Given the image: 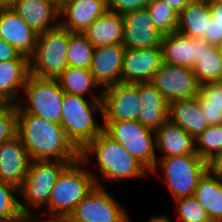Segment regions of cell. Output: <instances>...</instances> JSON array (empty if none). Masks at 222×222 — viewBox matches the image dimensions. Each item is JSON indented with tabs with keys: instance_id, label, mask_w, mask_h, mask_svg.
<instances>
[{
	"instance_id": "6da1fadb",
	"label": "cell",
	"mask_w": 222,
	"mask_h": 222,
	"mask_svg": "<svg viewBox=\"0 0 222 222\" xmlns=\"http://www.w3.org/2000/svg\"><path fill=\"white\" fill-rule=\"evenodd\" d=\"M16 135L31 160H58L70 164L80 158V151L67 138L62 126L43 117L17 112Z\"/></svg>"
},
{
	"instance_id": "7a4b0ae2",
	"label": "cell",
	"mask_w": 222,
	"mask_h": 222,
	"mask_svg": "<svg viewBox=\"0 0 222 222\" xmlns=\"http://www.w3.org/2000/svg\"><path fill=\"white\" fill-rule=\"evenodd\" d=\"M96 158L93 163L97 166L100 174L92 171L91 174L95 180L96 186L104 187L105 181H124L131 178H145L149 177L151 173L144 165L129 154L126 149L118 142L109 137L104 131L97 135L91 142H89L81 151L80 159L89 165L91 159Z\"/></svg>"
},
{
	"instance_id": "3957f363",
	"label": "cell",
	"mask_w": 222,
	"mask_h": 222,
	"mask_svg": "<svg viewBox=\"0 0 222 222\" xmlns=\"http://www.w3.org/2000/svg\"><path fill=\"white\" fill-rule=\"evenodd\" d=\"M89 166L79 158L61 171L50 194L48 212L43 213L47 214V220L70 215L95 188V180Z\"/></svg>"
},
{
	"instance_id": "277c9868",
	"label": "cell",
	"mask_w": 222,
	"mask_h": 222,
	"mask_svg": "<svg viewBox=\"0 0 222 222\" xmlns=\"http://www.w3.org/2000/svg\"><path fill=\"white\" fill-rule=\"evenodd\" d=\"M64 93L60 125L67 138L81 151L103 131V123H97L94 115L103 116L102 99ZM98 113V114H97Z\"/></svg>"
},
{
	"instance_id": "5b68a950",
	"label": "cell",
	"mask_w": 222,
	"mask_h": 222,
	"mask_svg": "<svg viewBox=\"0 0 222 222\" xmlns=\"http://www.w3.org/2000/svg\"><path fill=\"white\" fill-rule=\"evenodd\" d=\"M68 164V162L58 160H31L26 179L18 193L24 200L19 202V207L25 217H35L32 211L34 208L39 210L46 206V211H48L52 188L61 171Z\"/></svg>"
},
{
	"instance_id": "8992f818",
	"label": "cell",
	"mask_w": 222,
	"mask_h": 222,
	"mask_svg": "<svg viewBox=\"0 0 222 222\" xmlns=\"http://www.w3.org/2000/svg\"><path fill=\"white\" fill-rule=\"evenodd\" d=\"M69 31L60 25L38 34L30 74L42 79H57L68 66Z\"/></svg>"
},
{
	"instance_id": "52a82bcc",
	"label": "cell",
	"mask_w": 222,
	"mask_h": 222,
	"mask_svg": "<svg viewBox=\"0 0 222 222\" xmlns=\"http://www.w3.org/2000/svg\"><path fill=\"white\" fill-rule=\"evenodd\" d=\"M206 171L207 161L197 154H187L157 158V164L150 175L153 174L158 177L162 173L170 193L176 200L193 196L199 179Z\"/></svg>"
},
{
	"instance_id": "ba28073f",
	"label": "cell",
	"mask_w": 222,
	"mask_h": 222,
	"mask_svg": "<svg viewBox=\"0 0 222 222\" xmlns=\"http://www.w3.org/2000/svg\"><path fill=\"white\" fill-rule=\"evenodd\" d=\"M22 91L25 98L20 97L16 103L17 112H25L57 124L61 123L65 92L56 79H42L30 74Z\"/></svg>"
},
{
	"instance_id": "9c48e42d",
	"label": "cell",
	"mask_w": 222,
	"mask_h": 222,
	"mask_svg": "<svg viewBox=\"0 0 222 222\" xmlns=\"http://www.w3.org/2000/svg\"><path fill=\"white\" fill-rule=\"evenodd\" d=\"M103 131L118 141L126 151L150 172L157 164L155 130L139 121L102 122Z\"/></svg>"
},
{
	"instance_id": "30bf717a",
	"label": "cell",
	"mask_w": 222,
	"mask_h": 222,
	"mask_svg": "<svg viewBox=\"0 0 222 222\" xmlns=\"http://www.w3.org/2000/svg\"><path fill=\"white\" fill-rule=\"evenodd\" d=\"M82 222H129L126 209L105 187L95 188L76 206L70 214Z\"/></svg>"
},
{
	"instance_id": "8fae6325",
	"label": "cell",
	"mask_w": 222,
	"mask_h": 222,
	"mask_svg": "<svg viewBox=\"0 0 222 222\" xmlns=\"http://www.w3.org/2000/svg\"><path fill=\"white\" fill-rule=\"evenodd\" d=\"M168 104L198 96L200 83L192 69L162 63L151 81Z\"/></svg>"
},
{
	"instance_id": "7c38bea8",
	"label": "cell",
	"mask_w": 222,
	"mask_h": 222,
	"mask_svg": "<svg viewBox=\"0 0 222 222\" xmlns=\"http://www.w3.org/2000/svg\"><path fill=\"white\" fill-rule=\"evenodd\" d=\"M102 91V122L138 121L141 111L138 83L119 82Z\"/></svg>"
},
{
	"instance_id": "4fadbf2b",
	"label": "cell",
	"mask_w": 222,
	"mask_h": 222,
	"mask_svg": "<svg viewBox=\"0 0 222 222\" xmlns=\"http://www.w3.org/2000/svg\"><path fill=\"white\" fill-rule=\"evenodd\" d=\"M162 63L161 45L141 49L126 48L122 62V82L150 83Z\"/></svg>"
},
{
	"instance_id": "5bb4252c",
	"label": "cell",
	"mask_w": 222,
	"mask_h": 222,
	"mask_svg": "<svg viewBox=\"0 0 222 222\" xmlns=\"http://www.w3.org/2000/svg\"><path fill=\"white\" fill-rule=\"evenodd\" d=\"M163 62L192 69L200 59L203 48L210 44L204 38H195L179 32L165 34L161 42Z\"/></svg>"
},
{
	"instance_id": "9a60e30c",
	"label": "cell",
	"mask_w": 222,
	"mask_h": 222,
	"mask_svg": "<svg viewBox=\"0 0 222 222\" xmlns=\"http://www.w3.org/2000/svg\"><path fill=\"white\" fill-rule=\"evenodd\" d=\"M123 46L129 49L159 46L163 35L156 29L147 8L137 9L123 15Z\"/></svg>"
},
{
	"instance_id": "2e32d148",
	"label": "cell",
	"mask_w": 222,
	"mask_h": 222,
	"mask_svg": "<svg viewBox=\"0 0 222 222\" xmlns=\"http://www.w3.org/2000/svg\"><path fill=\"white\" fill-rule=\"evenodd\" d=\"M107 10L106 0H69L60 6L59 25L72 33H83Z\"/></svg>"
},
{
	"instance_id": "e0dca14e",
	"label": "cell",
	"mask_w": 222,
	"mask_h": 222,
	"mask_svg": "<svg viewBox=\"0 0 222 222\" xmlns=\"http://www.w3.org/2000/svg\"><path fill=\"white\" fill-rule=\"evenodd\" d=\"M31 159L20 138L15 135L0 145V181L18 189L26 179Z\"/></svg>"
},
{
	"instance_id": "ac0fdd59",
	"label": "cell",
	"mask_w": 222,
	"mask_h": 222,
	"mask_svg": "<svg viewBox=\"0 0 222 222\" xmlns=\"http://www.w3.org/2000/svg\"><path fill=\"white\" fill-rule=\"evenodd\" d=\"M125 49L123 44L100 46L94 49L89 70L102 89L122 82Z\"/></svg>"
},
{
	"instance_id": "d6986e66",
	"label": "cell",
	"mask_w": 222,
	"mask_h": 222,
	"mask_svg": "<svg viewBox=\"0 0 222 222\" xmlns=\"http://www.w3.org/2000/svg\"><path fill=\"white\" fill-rule=\"evenodd\" d=\"M0 38L21 55L30 58L35 50L38 33L31 29L13 8L1 9Z\"/></svg>"
},
{
	"instance_id": "ffe728a7",
	"label": "cell",
	"mask_w": 222,
	"mask_h": 222,
	"mask_svg": "<svg viewBox=\"0 0 222 222\" xmlns=\"http://www.w3.org/2000/svg\"><path fill=\"white\" fill-rule=\"evenodd\" d=\"M13 9L38 34L59 26L60 7L52 0H16Z\"/></svg>"
},
{
	"instance_id": "44dd1931",
	"label": "cell",
	"mask_w": 222,
	"mask_h": 222,
	"mask_svg": "<svg viewBox=\"0 0 222 222\" xmlns=\"http://www.w3.org/2000/svg\"><path fill=\"white\" fill-rule=\"evenodd\" d=\"M157 158L197 154L195 139L179 125L167 119L155 130Z\"/></svg>"
},
{
	"instance_id": "7402d4cb",
	"label": "cell",
	"mask_w": 222,
	"mask_h": 222,
	"mask_svg": "<svg viewBox=\"0 0 222 222\" xmlns=\"http://www.w3.org/2000/svg\"><path fill=\"white\" fill-rule=\"evenodd\" d=\"M96 48L122 44L124 39V18L122 14L107 10L82 33Z\"/></svg>"
},
{
	"instance_id": "603a6c76",
	"label": "cell",
	"mask_w": 222,
	"mask_h": 222,
	"mask_svg": "<svg viewBox=\"0 0 222 222\" xmlns=\"http://www.w3.org/2000/svg\"><path fill=\"white\" fill-rule=\"evenodd\" d=\"M29 75V59L0 62V97L7 104L16 105Z\"/></svg>"
},
{
	"instance_id": "cb8c5ba5",
	"label": "cell",
	"mask_w": 222,
	"mask_h": 222,
	"mask_svg": "<svg viewBox=\"0 0 222 222\" xmlns=\"http://www.w3.org/2000/svg\"><path fill=\"white\" fill-rule=\"evenodd\" d=\"M138 98L141 104L138 121L156 130L168 119V103L151 82L138 83Z\"/></svg>"
},
{
	"instance_id": "d4e9b609",
	"label": "cell",
	"mask_w": 222,
	"mask_h": 222,
	"mask_svg": "<svg viewBox=\"0 0 222 222\" xmlns=\"http://www.w3.org/2000/svg\"><path fill=\"white\" fill-rule=\"evenodd\" d=\"M168 119L179 125L194 139L209 126L200 109L197 97L168 104Z\"/></svg>"
},
{
	"instance_id": "484cf974",
	"label": "cell",
	"mask_w": 222,
	"mask_h": 222,
	"mask_svg": "<svg viewBox=\"0 0 222 222\" xmlns=\"http://www.w3.org/2000/svg\"><path fill=\"white\" fill-rule=\"evenodd\" d=\"M193 197L205 209L212 222H222V179L206 171L199 179Z\"/></svg>"
},
{
	"instance_id": "4316f807",
	"label": "cell",
	"mask_w": 222,
	"mask_h": 222,
	"mask_svg": "<svg viewBox=\"0 0 222 222\" xmlns=\"http://www.w3.org/2000/svg\"><path fill=\"white\" fill-rule=\"evenodd\" d=\"M56 80L65 93L84 97L89 94L93 99H102L103 89L95 81L89 69L67 66Z\"/></svg>"
},
{
	"instance_id": "83f0119b",
	"label": "cell",
	"mask_w": 222,
	"mask_h": 222,
	"mask_svg": "<svg viewBox=\"0 0 222 222\" xmlns=\"http://www.w3.org/2000/svg\"><path fill=\"white\" fill-rule=\"evenodd\" d=\"M211 13L208 2H189L179 13L177 32L195 38H204Z\"/></svg>"
},
{
	"instance_id": "f1b7e54d",
	"label": "cell",
	"mask_w": 222,
	"mask_h": 222,
	"mask_svg": "<svg viewBox=\"0 0 222 222\" xmlns=\"http://www.w3.org/2000/svg\"><path fill=\"white\" fill-rule=\"evenodd\" d=\"M197 98L208 125L222 124V81L200 84Z\"/></svg>"
},
{
	"instance_id": "f546056e",
	"label": "cell",
	"mask_w": 222,
	"mask_h": 222,
	"mask_svg": "<svg viewBox=\"0 0 222 222\" xmlns=\"http://www.w3.org/2000/svg\"><path fill=\"white\" fill-rule=\"evenodd\" d=\"M200 84L222 81V49L219 46L203 48L200 59L192 68Z\"/></svg>"
},
{
	"instance_id": "4dcf8cb0",
	"label": "cell",
	"mask_w": 222,
	"mask_h": 222,
	"mask_svg": "<svg viewBox=\"0 0 222 222\" xmlns=\"http://www.w3.org/2000/svg\"><path fill=\"white\" fill-rule=\"evenodd\" d=\"M95 47L82 33L69 31L68 66L89 69Z\"/></svg>"
},
{
	"instance_id": "1f68e13d",
	"label": "cell",
	"mask_w": 222,
	"mask_h": 222,
	"mask_svg": "<svg viewBox=\"0 0 222 222\" xmlns=\"http://www.w3.org/2000/svg\"><path fill=\"white\" fill-rule=\"evenodd\" d=\"M146 8L156 29L162 35L177 31L179 14L163 0H152Z\"/></svg>"
},
{
	"instance_id": "d6a6232c",
	"label": "cell",
	"mask_w": 222,
	"mask_h": 222,
	"mask_svg": "<svg viewBox=\"0 0 222 222\" xmlns=\"http://www.w3.org/2000/svg\"><path fill=\"white\" fill-rule=\"evenodd\" d=\"M19 189L11 184L0 181V221L20 222L25 216L19 207L16 194Z\"/></svg>"
},
{
	"instance_id": "836d02e7",
	"label": "cell",
	"mask_w": 222,
	"mask_h": 222,
	"mask_svg": "<svg viewBox=\"0 0 222 222\" xmlns=\"http://www.w3.org/2000/svg\"><path fill=\"white\" fill-rule=\"evenodd\" d=\"M195 150L197 155L205 161L222 151V124L209 125L195 139Z\"/></svg>"
},
{
	"instance_id": "e575fe53",
	"label": "cell",
	"mask_w": 222,
	"mask_h": 222,
	"mask_svg": "<svg viewBox=\"0 0 222 222\" xmlns=\"http://www.w3.org/2000/svg\"><path fill=\"white\" fill-rule=\"evenodd\" d=\"M178 222H212L200 203L193 197L175 200Z\"/></svg>"
},
{
	"instance_id": "d590c367",
	"label": "cell",
	"mask_w": 222,
	"mask_h": 222,
	"mask_svg": "<svg viewBox=\"0 0 222 222\" xmlns=\"http://www.w3.org/2000/svg\"><path fill=\"white\" fill-rule=\"evenodd\" d=\"M17 108L16 105L7 104L0 111V145L16 135Z\"/></svg>"
},
{
	"instance_id": "8d00e7d4",
	"label": "cell",
	"mask_w": 222,
	"mask_h": 222,
	"mask_svg": "<svg viewBox=\"0 0 222 222\" xmlns=\"http://www.w3.org/2000/svg\"><path fill=\"white\" fill-rule=\"evenodd\" d=\"M152 0H106L108 10L126 14L128 12L146 8Z\"/></svg>"
},
{
	"instance_id": "74e56055",
	"label": "cell",
	"mask_w": 222,
	"mask_h": 222,
	"mask_svg": "<svg viewBox=\"0 0 222 222\" xmlns=\"http://www.w3.org/2000/svg\"><path fill=\"white\" fill-rule=\"evenodd\" d=\"M204 39L211 46H222V26L216 23L212 17L208 22L207 32Z\"/></svg>"
},
{
	"instance_id": "f35d334b",
	"label": "cell",
	"mask_w": 222,
	"mask_h": 222,
	"mask_svg": "<svg viewBox=\"0 0 222 222\" xmlns=\"http://www.w3.org/2000/svg\"><path fill=\"white\" fill-rule=\"evenodd\" d=\"M15 59H29V58L24 55H21L12 45L3 41L0 38V62H5Z\"/></svg>"
},
{
	"instance_id": "ab89813d",
	"label": "cell",
	"mask_w": 222,
	"mask_h": 222,
	"mask_svg": "<svg viewBox=\"0 0 222 222\" xmlns=\"http://www.w3.org/2000/svg\"><path fill=\"white\" fill-rule=\"evenodd\" d=\"M207 171L222 179V151L217 152L207 160Z\"/></svg>"
},
{
	"instance_id": "60d3db41",
	"label": "cell",
	"mask_w": 222,
	"mask_h": 222,
	"mask_svg": "<svg viewBox=\"0 0 222 222\" xmlns=\"http://www.w3.org/2000/svg\"><path fill=\"white\" fill-rule=\"evenodd\" d=\"M209 9L214 21L222 26V0H210Z\"/></svg>"
},
{
	"instance_id": "b9f144b4",
	"label": "cell",
	"mask_w": 222,
	"mask_h": 222,
	"mask_svg": "<svg viewBox=\"0 0 222 222\" xmlns=\"http://www.w3.org/2000/svg\"><path fill=\"white\" fill-rule=\"evenodd\" d=\"M166 4H168L174 11L178 14L185 8V6L189 3L188 0H163Z\"/></svg>"
},
{
	"instance_id": "7bdbcfd3",
	"label": "cell",
	"mask_w": 222,
	"mask_h": 222,
	"mask_svg": "<svg viewBox=\"0 0 222 222\" xmlns=\"http://www.w3.org/2000/svg\"><path fill=\"white\" fill-rule=\"evenodd\" d=\"M168 214H162V215H153V217L151 216V218L149 220H147V222H172V218L167 216ZM171 219V220H170ZM132 222L131 218L130 221Z\"/></svg>"
},
{
	"instance_id": "ee69618b",
	"label": "cell",
	"mask_w": 222,
	"mask_h": 222,
	"mask_svg": "<svg viewBox=\"0 0 222 222\" xmlns=\"http://www.w3.org/2000/svg\"><path fill=\"white\" fill-rule=\"evenodd\" d=\"M16 0H0L1 9H9L15 6Z\"/></svg>"
},
{
	"instance_id": "f6af8a7d",
	"label": "cell",
	"mask_w": 222,
	"mask_h": 222,
	"mask_svg": "<svg viewBox=\"0 0 222 222\" xmlns=\"http://www.w3.org/2000/svg\"><path fill=\"white\" fill-rule=\"evenodd\" d=\"M44 219V220H43ZM39 219L35 217H24L20 222H56L55 220Z\"/></svg>"
},
{
	"instance_id": "bcb514c9",
	"label": "cell",
	"mask_w": 222,
	"mask_h": 222,
	"mask_svg": "<svg viewBox=\"0 0 222 222\" xmlns=\"http://www.w3.org/2000/svg\"><path fill=\"white\" fill-rule=\"evenodd\" d=\"M55 221L56 222H82V221L76 220L71 215H64V216L58 217Z\"/></svg>"
},
{
	"instance_id": "7dc6e473",
	"label": "cell",
	"mask_w": 222,
	"mask_h": 222,
	"mask_svg": "<svg viewBox=\"0 0 222 222\" xmlns=\"http://www.w3.org/2000/svg\"><path fill=\"white\" fill-rule=\"evenodd\" d=\"M7 105V103L0 97V111Z\"/></svg>"
},
{
	"instance_id": "c3c4849f",
	"label": "cell",
	"mask_w": 222,
	"mask_h": 222,
	"mask_svg": "<svg viewBox=\"0 0 222 222\" xmlns=\"http://www.w3.org/2000/svg\"><path fill=\"white\" fill-rule=\"evenodd\" d=\"M189 2H208L210 0H188Z\"/></svg>"
},
{
	"instance_id": "681fc988",
	"label": "cell",
	"mask_w": 222,
	"mask_h": 222,
	"mask_svg": "<svg viewBox=\"0 0 222 222\" xmlns=\"http://www.w3.org/2000/svg\"><path fill=\"white\" fill-rule=\"evenodd\" d=\"M69 0H58V6L60 7L63 3L67 2Z\"/></svg>"
}]
</instances>
